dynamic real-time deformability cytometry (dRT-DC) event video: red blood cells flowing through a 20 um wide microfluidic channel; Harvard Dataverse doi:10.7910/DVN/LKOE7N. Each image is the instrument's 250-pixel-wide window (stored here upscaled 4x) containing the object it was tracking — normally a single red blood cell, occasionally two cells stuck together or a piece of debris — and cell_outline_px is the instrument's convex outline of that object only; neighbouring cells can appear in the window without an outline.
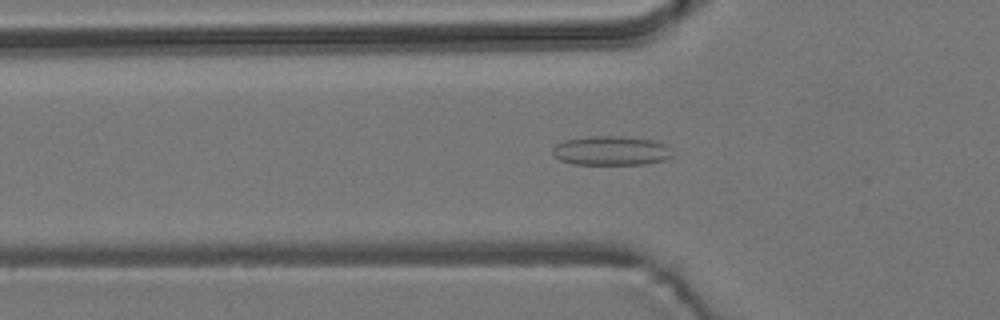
{"species": "common noctule bat (a hibernating species)", "species_latin": "Nyctalus noctula", "temperature_condition": "room temperature", "stored_images_in_passage": 54, "camera_frame_rate_fps": 3000, "um_per_image_px": 0.085, "animal": {"sex": "male", "body_mass_g": 19.2, "forearm_length_mm": 51.8}, "frame": {"image": 1, "passage_image": 18, "time_ms": 5.667, "image_size_px": [1000, 320], "cell_outline_px": [[672, 156], [664, 160], [644, 164], [572, 164], [560, 160], [552, 152], [552, 148], [556, 144], [564, 140], [588, 136], [620, 136], [652, 140], [664, 144], [672, 148]], "centroid_in_image_um": [51.94, 12.81], "position_along_channel_um": 73.9, "area_um2": 20.46}}
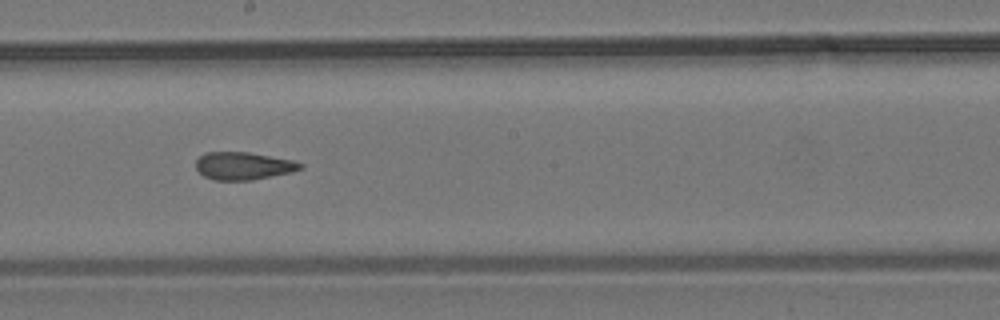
{"frame": {"image": 2, "passage_image": 30, "time_ms": 9.667, "image_size_px": [1000, 320], "cell_outline_px": [[304, 168], [292, 172], [252, 180], [212, 180], [204, 176], [196, 168], [196, 160], [204, 152], [248, 152], [292, 160], [304, 164]], "centroid_in_image_um": [20.69, 14.1], "position_along_channel_um": 227.5, "area_um2": 16.88}}
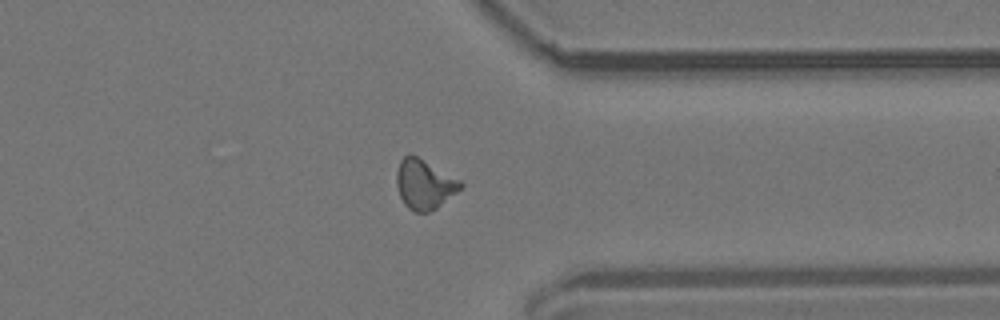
{"frame": {"image": 3, "passage_image": 42, "time_ms": 13.667, "image_size_px": [1000, 320], "cell_outline_px": [[464, 184], [456, 192], [436, 208], [428, 212], [416, 212], [408, 208], [404, 204], [400, 196], [396, 184], [396, 172], [400, 160], [408, 152], [416, 156], [460, 180]], "centroid_in_image_um": [36.03, 15.65], "position_along_channel_um": 375.4, "area_um2": 18.26}, "authors_computed_cell_mechanics": {"area_um2": 17.6579, "velocity_mm_per_s": 3.8202, "shape_relaxation_time_tau1_ms": null, "shape_relaxation_time_tau2_ms": 2.1236, "deformation_change_tau1": null, "deformation_change_tau2": 0.1038}}